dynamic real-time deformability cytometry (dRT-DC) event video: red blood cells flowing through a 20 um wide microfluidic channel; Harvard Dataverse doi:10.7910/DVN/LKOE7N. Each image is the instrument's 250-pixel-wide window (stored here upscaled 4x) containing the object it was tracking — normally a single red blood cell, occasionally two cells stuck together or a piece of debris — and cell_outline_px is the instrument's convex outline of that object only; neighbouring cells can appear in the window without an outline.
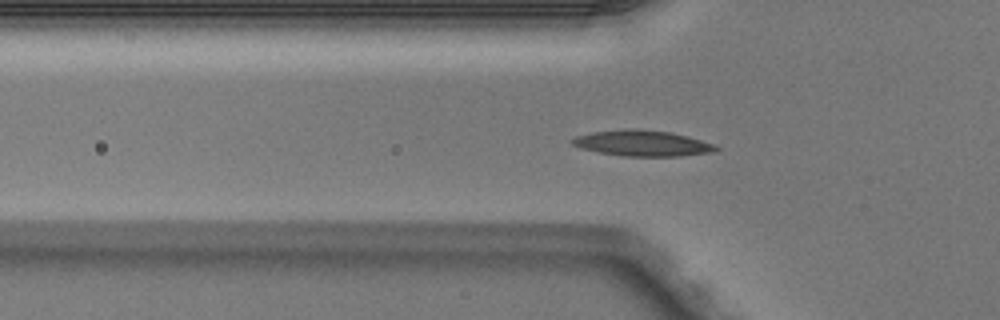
{"species": "Egyptian fruit bat (a non-hibernating species)", "species_latin": "Rousettus aegyptiacus", "temperature_condition": "warm", "stored_images_in_passage": 51, "camera_frame_rate_fps": 3000, "um_per_image_px": 0.085, "animal": {"sex": "male"}, "frame": {"image": 1, "passage_image": 17, "time_ms": 5.333, "image_size_px": [1000, 320], "cell_outline_px": [[720, 148], [716, 152], [680, 156], [620, 156], [596, 152], [580, 148], [572, 144], [572, 140], [576, 136], [592, 132], [624, 128], [636, 128], [672, 132], [688, 136], [716, 144]], "centroid_in_image_um": [54.64, 12.17], "position_along_channel_um": 71.2, "area_um2": 22.02}}
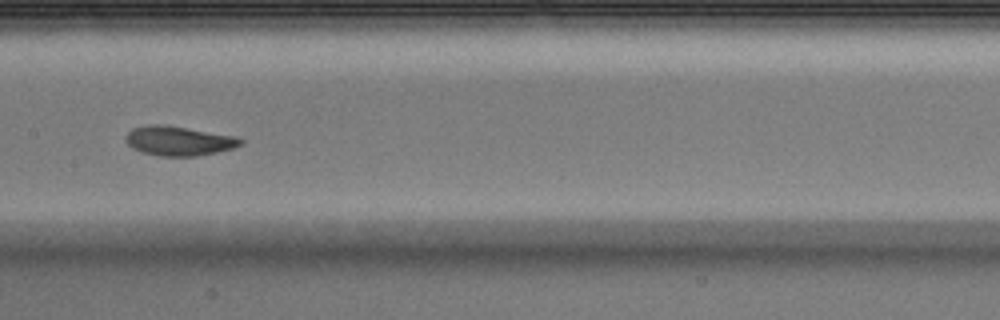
{"frame": {"image": 2, "passage_image": 26, "time_ms": 8.333, "image_size_px": [1000, 320], "cell_outline_px": [[244, 144], [232, 148], [216, 152], [196, 156], [156, 156], [140, 152], [132, 148], [124, 140], [124, 136], [132, 128], [148, 124], [164, 124], [236, 136], [244, 140]], "centroid_in_image_um": [15.16, 11.97], "position_along_channel_um": 192.2, "area_um2": 20.0}}
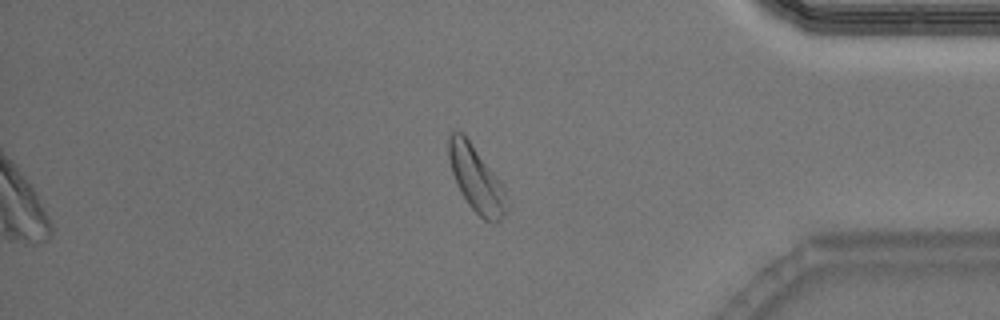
{"frame": {"image": 3, "passage_image": 43, "time_ms": 14.0, "image_size_px": [1000, 320], "cell_outline_px": [[508, 212], [496, 224], [492, 224], [484, 220], [468, 204], [452, 172], [448, 156], [448, 136], [452, 132], [460, 132], [468, 140], [500, 184]], "centroid_in_image_um": [40.45, 15.28], "position_along_channel_um": 394.8, "area_um2": 20.92}, "authors_computed_cell_mechanics": {"area_um2": 19.4786, "velocity_mm_per_s": 4.0122, "shape_relaxation_time_tau1_ms": 2.205, "shape_relaxation_time_tau2_ms": 1.0359, "deformation_change_tau1": 0.129, "deformation_change_tau2": 0.0691}}